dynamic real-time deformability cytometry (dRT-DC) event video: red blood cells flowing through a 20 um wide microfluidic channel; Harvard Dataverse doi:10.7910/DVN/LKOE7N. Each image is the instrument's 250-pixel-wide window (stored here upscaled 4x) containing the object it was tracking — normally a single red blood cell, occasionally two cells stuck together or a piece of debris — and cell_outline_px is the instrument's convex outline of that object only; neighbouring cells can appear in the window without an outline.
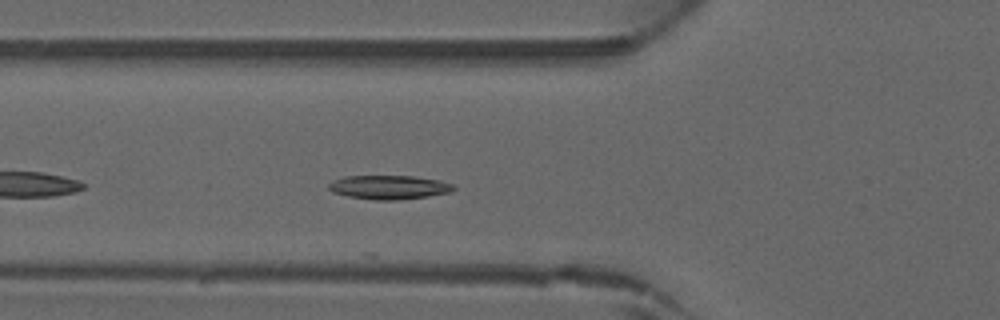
{"species": "common noctule bat (a hibernating species)", "species_latin": "Nyctalus noctula", "temperature_condition": "warm", "stored_images_in_passage": 11, "camera_frame_rate_fps": 3000, "um_per_image_px": 0.085, "animal": {"sex": "male", "forearm_length_mm": 52.5}, "frame": {"image": 1, "passage_image": 5, "time_ms": 1.333, "image_size_px": [1000, 320], "cell_outline_px": [[456, 188], [452, 192], [428, 196], [400, 200], [376, 200], [348, 196], [332, 192], [328, 188], [328, 184], [332, 180], [344, 176], [416, 176], [440, 180], [452, 184]], "centroid_in_image_um": [33.07, 15.91], "position_along_channel_um": 92.7, "area_um2": 17.57}}
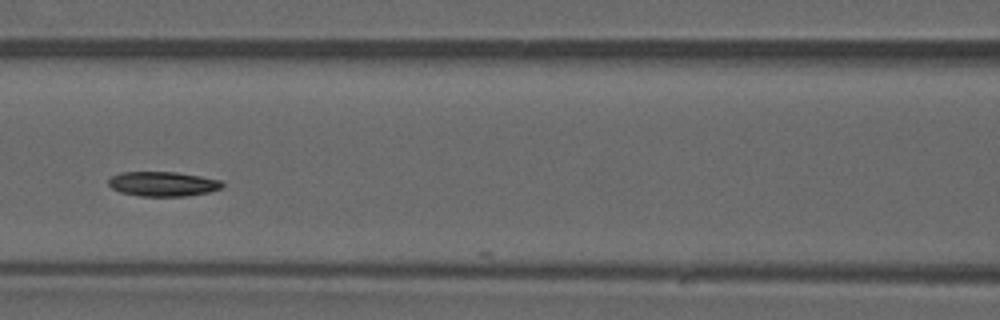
{"frame": {"image": 2, "passage_image": 9, "time_ms": 2.667, "image_size_px": [1000, 320], "cell_outline_px": [[224, 188], [208, 192], [184, 196], [140, 196], [120, 192], [112, 188], [108, 184], [108, 180], [112, 176], [120, 172], [176, 172], [200, 176], [220, 180], [224, 184]], "centroid_in_image_um": [13.85, 15.63], "position_along_channel_um": 152.8, "area_um2": 16.36}}